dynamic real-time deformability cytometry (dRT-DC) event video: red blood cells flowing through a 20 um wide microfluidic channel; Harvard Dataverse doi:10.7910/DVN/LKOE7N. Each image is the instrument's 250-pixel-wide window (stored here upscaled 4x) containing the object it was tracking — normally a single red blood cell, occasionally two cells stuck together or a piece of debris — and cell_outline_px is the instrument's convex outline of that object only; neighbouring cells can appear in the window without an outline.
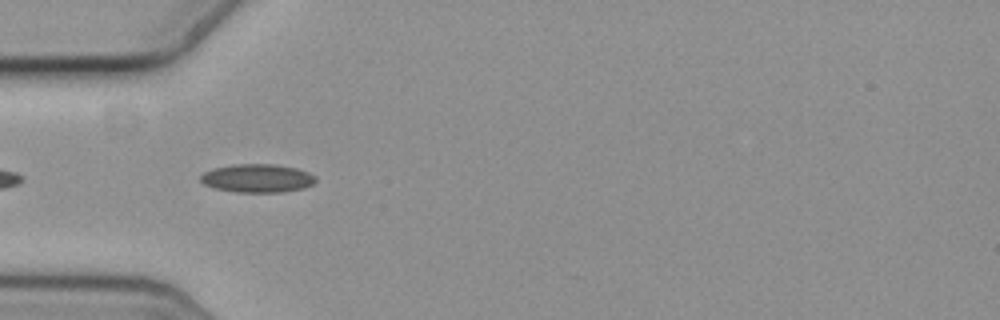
{"species": "common noctule bat (a hibernating species)", "species_latin": "Nyctalus noctula", "temperature_condition": "cold", "stored_images_in_passage": 41, "camera_frame_rate_fps": 3000, "um_per_image_px": 0.085, "animal": {"sex": "female", "body_mass_g": 19.3, "forearm_length_mm": 54.1}, "frame": {"image": 1, "passage_image": 3, "time_ms": 0.667, "image_size_px": [1000, 320], "cell_outline_px": [[316, 180], [312, 184], [304, 188], [284, 192], [236, 192], [212, 188], [204, 184], [200, 180], [200, 176], [204, 172], [212, 168], [232, 164], [272, 164], [296, 168], [308, 172], [316, 176]], "centroid_in_image_um": [21.85, 15.15], "position_along_channel_um": 63.2, "area_um2": 19.19}}
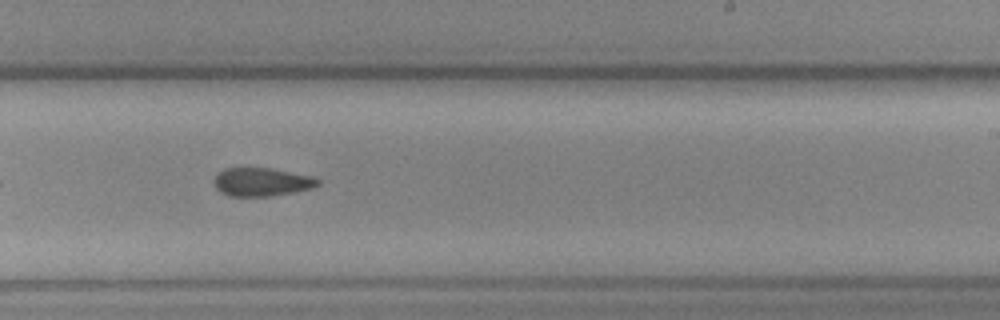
{"frame": {"image": 2, "passage_image": 20, "time_ms": 6.333, "image_size_px": [1000, 320], "cell_outline_px": [[320, 184], [312, 188], [292, 192], [268, 196], [228, 196], [220, 192], [216, 188], [212, 180], [224, 168], [272, 168], [312, 176], [320, 180]], "centroid_in_image_um": [22.23, 15.46], "position_along_channel_um": 266.8, "area_um2": 17.17}}
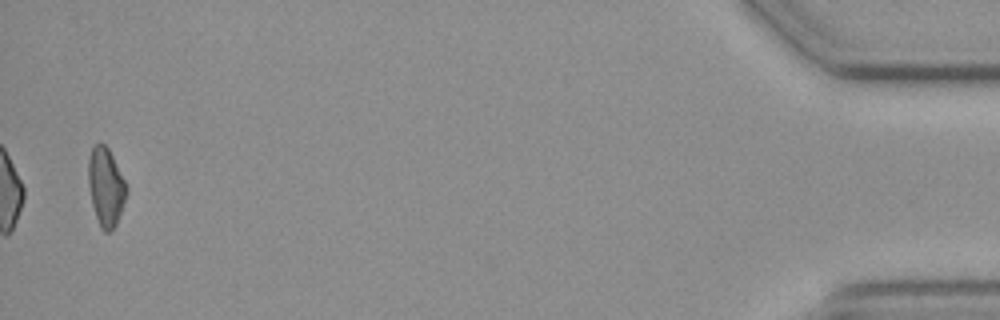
{"frame": {"image": 3, "passage_image": 41, "time_ms": 13.333, "image_size_px": [1000, 320], "cell_outline_px": [[128, 192], [116, 224], [112, 232], [104, 232], [100, 228], [92, 204], [88, 184], [88, 160], [92, 148], [96, 144], [104, 144], [108, 148], [128, 188]], "centroid_in_image_um": [8.99, 15.92], "position_along_channel_um": 426.2, "area_um2": 17.28}}